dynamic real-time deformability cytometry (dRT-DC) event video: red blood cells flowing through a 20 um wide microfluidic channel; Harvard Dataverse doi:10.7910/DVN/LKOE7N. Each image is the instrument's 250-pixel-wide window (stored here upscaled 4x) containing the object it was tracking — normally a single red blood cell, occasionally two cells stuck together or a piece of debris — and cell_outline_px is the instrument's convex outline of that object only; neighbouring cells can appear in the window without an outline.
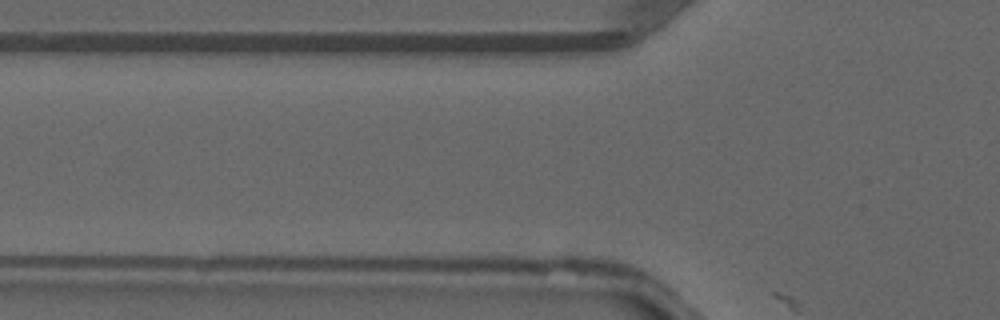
{"species": "common noctule bat (a hibernating species)", "species_latin": "Nyctalus noctula", "temperature_condition": "warm", "stored_images_in_passage": 3, "camera_frame_rate_fps": 3000, "um_per_image_px": 0.085, "animal": {"sex": "male", "forearm_length_mm": 52.5}, "frame": {"image": 1, "passage_image": 2, "time_ms": 0.333, "image_size_px": [1000, 320], "cell_outline_px": [[668, 288], [664, 288], [444, 260], [460, 252], [516, 252], [600, 256], [620, 260], [640, 268], [668, 284]], "centroid_in_image_um": [47.98, 22.62], "position_along_channel_um": 77.8, "area_um2": 26.88}}